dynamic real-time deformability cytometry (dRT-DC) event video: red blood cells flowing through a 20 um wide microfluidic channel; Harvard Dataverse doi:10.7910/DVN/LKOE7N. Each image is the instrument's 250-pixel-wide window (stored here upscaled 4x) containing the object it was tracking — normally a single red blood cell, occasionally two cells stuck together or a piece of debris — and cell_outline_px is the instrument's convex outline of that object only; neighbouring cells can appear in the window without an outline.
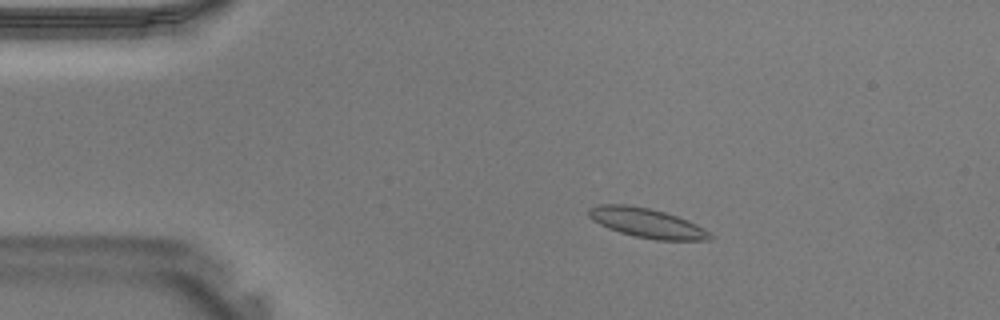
{"species": "Egyptian fruit bat (a non-hibernating species)", "species_latin": "Rousettus aegyptiacus", "temperature_condition": "warm", "stored_images_in_passage": 41, "camera_frame_rate_fps": 3000, "um_per_image_px": 0.085, "animal": {"sex": "male"}, "frame": {"image": 1, "passage_image": 8, "time_ms": 2.333, "image_size_px": [1000, 320], "cell_outline_px": [[712, 240], [656, 240], [636, 236], [620, 232], [608, 228], [592, 220], [588, 216], [588, 208], [596, 204], [624, 204], [648, 208], [664, 212], [688, 220], [696, 224], [708, 232], [712, 236]], "centroid_in_image_um": [54.94, 18.94], "position_along_channel_um": 30.1, "area_um2": 20.69}}
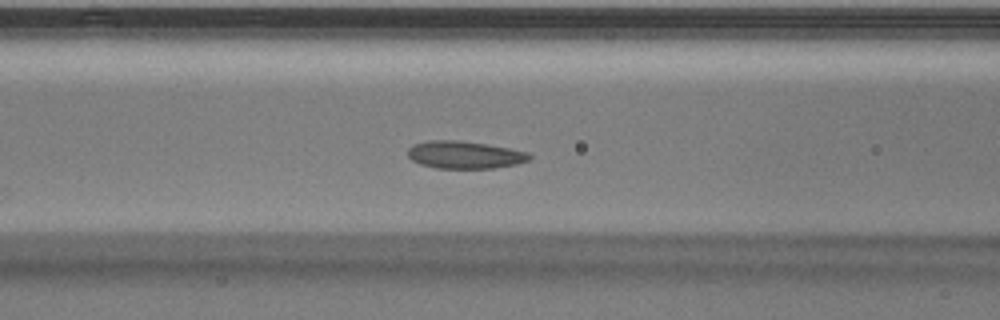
{"frame": {"image": 2, "passage_image": 17, "time_ms": 5.333, "image_size_px": [1000, 320], "cell_outline_px": [[532, 156], [528, 160], [516, 164], [492, 168], [436, 168], [420, 164], [412, 160], [408, 156], [408, 148], [412, 144], [428, 140], [456, 140], [484, 144], [508, 148], [528, 152]], "centroid_in_image_um": [39.45, 13.16], "position_along_channel_um": 127.1, "area_um2": 19.36}}
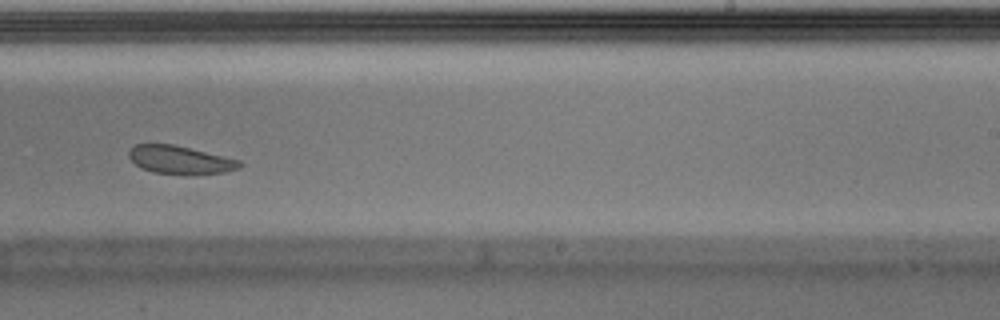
{"frame": {"image": 3, "passage_image": 26, "time_ms": 8.333, "image_size_px": [1000, 320], "cell_outline_px": [[244, 164], [240, 168], [224, 172], [152, 172], [140, 168], [128, 156], [128, 152], [136, 144], [172, 144], [240, 160]], "centroid_in_image_um": [15.28, 13.55], "position_along_channel_um": 273.7, "area_um2": 17.34}}